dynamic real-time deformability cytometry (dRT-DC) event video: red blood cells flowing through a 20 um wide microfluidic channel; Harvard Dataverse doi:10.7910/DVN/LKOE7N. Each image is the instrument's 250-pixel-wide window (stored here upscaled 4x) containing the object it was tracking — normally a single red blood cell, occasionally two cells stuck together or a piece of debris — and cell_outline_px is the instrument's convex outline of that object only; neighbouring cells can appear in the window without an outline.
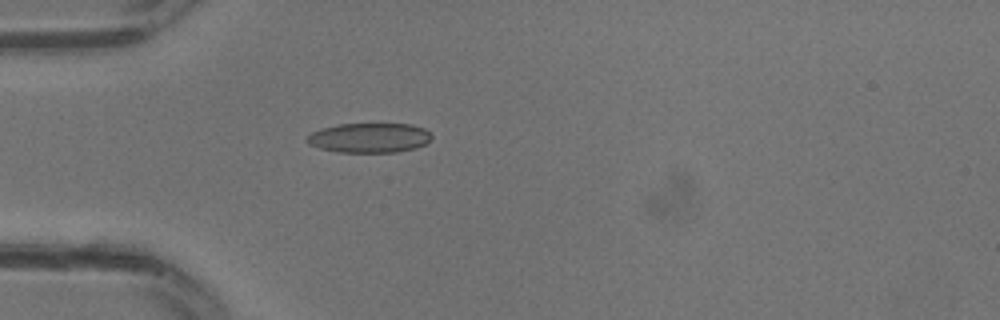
{"species": "common noctule bat (a hibernating species)", "species_latin": "Nyctalus noctula", "temperature_condition": "warm", "stored_images_in_passage": 15, "camera_frame_rate_fps": 3000, "um_per_image_px": 0.085, "animal": {"sex": "male", "body_mass_g": 13.3}, "frame": {"image": 1, "passage_image": 7, "time_ms": 2.0, "image_size_px": [1000, 320], "cell_outline_px": [[432, 136], [424, 144], [416, 148], [396, 152], [336, 152], [320, 148], [308, 144], [304, 140], [312, 132], [324, 128], [340, 124], [412, 124], [424, 128]], "centroid_in_image_um": [31.38, 11.72], "position_along_channel_um": 53.6, "area_um2": 21.44}}
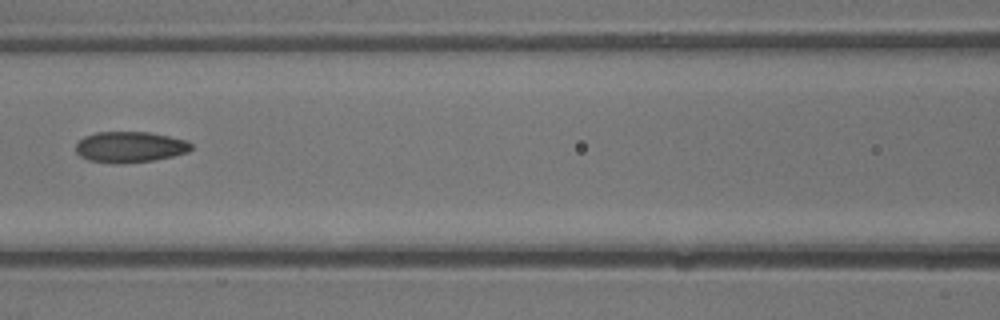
{"frame": {"image": 2, "passage_image": 12, "time_ms": 3.667, "image_size_px": [1000, 320], "cell_outline_px": [[192, 148], [188, 152], [172, 156], [152, 160], [116, 164], [112, 164], [88, 160], [80, 156], [76, 152], [76, 144], [84, 136], [96, 132], [148, 132], [188, 140], [192, 144]], "centroid_in_image_um": [11.03, 12.49], "position_along_channel_um": 155.6, "area_um2": 20.81}}
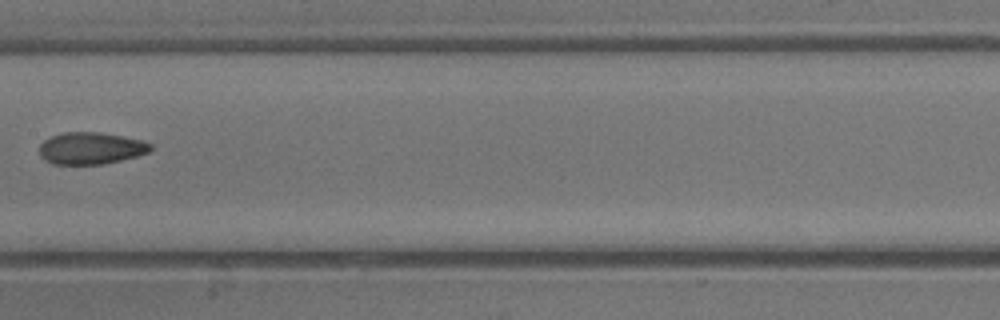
{"frame": {"image": 3, "passage_image": 14, "time_ms": 4.333, "image_size_px": [1000, 320], "cell_outline_px": [[152, 148], [148, 152], [136, 156], [104, 164], [52, 164], [44, 160], [40, 156], [40, 144], [44, 140], [52, 136], [64, 132], [100, 132], [140, 140], [152, 144]], "centroid_in_image_um": [7.69, 12.6], "position_along_channel_um": 199.7, "area_um2": 20.58}}